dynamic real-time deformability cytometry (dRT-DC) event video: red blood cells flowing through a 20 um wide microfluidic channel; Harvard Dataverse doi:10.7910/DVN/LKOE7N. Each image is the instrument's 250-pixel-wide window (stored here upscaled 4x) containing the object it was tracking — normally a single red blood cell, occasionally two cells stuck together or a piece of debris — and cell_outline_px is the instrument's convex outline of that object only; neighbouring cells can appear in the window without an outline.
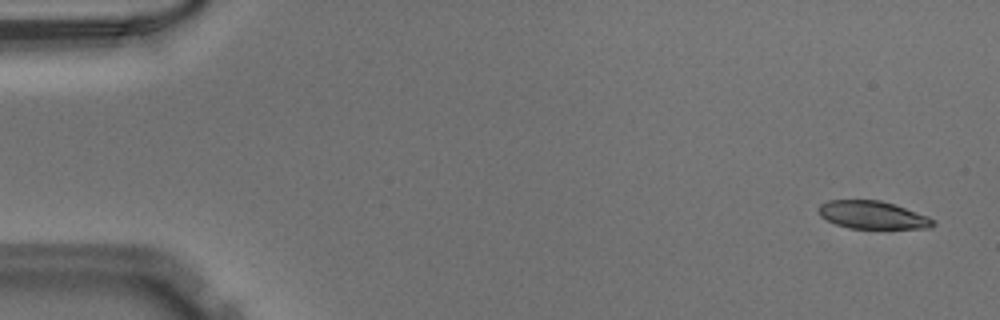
{"species": "Egyptian fruit bat (a non-hibernating species)", "species_latin": "Rousettus aegyptiacus", "temperature_condition": "warm", "stored_images_in_passage": 51, "camera_frame_rate_fps": 3000, "um_per_image_px": 0.085, "animal": {"sex": "male"}, "frame": {"image": 1, "passage_image": 3, "time_ms": 0.667, "image_size_px": [1000, 320], "cell_outline_px": [[936, 224], [928, 228], [848, 228], [836, 224], [820, 216], [816, 208], [820, 204], [828, 200], [880, 200], [928, 216], [936, 220]], "centroid_in_image_um": [74.14, 18.27], "position_along_channel_um": 10.9, "area_um2": 18.5}}
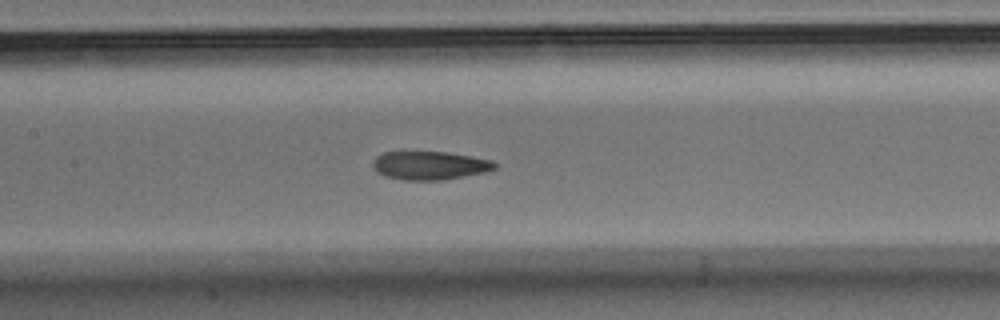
{"frame": {"image": 2, "passage_image": 25, "time_ms": 8.0, "image_size_px": [1000, 320], "cell_outline_px": [[496, 168], [484, 172], [444, 180], [404, 180], [384, 176], [372, 164], [376, 156], [384, 152], [448, 152], [472, 156], [492, 160], [496, 164]], "centroid_in_image_um": [36.55, 14.06], "position_along_channel_um": 170.8, "area_um2": 20.06}}
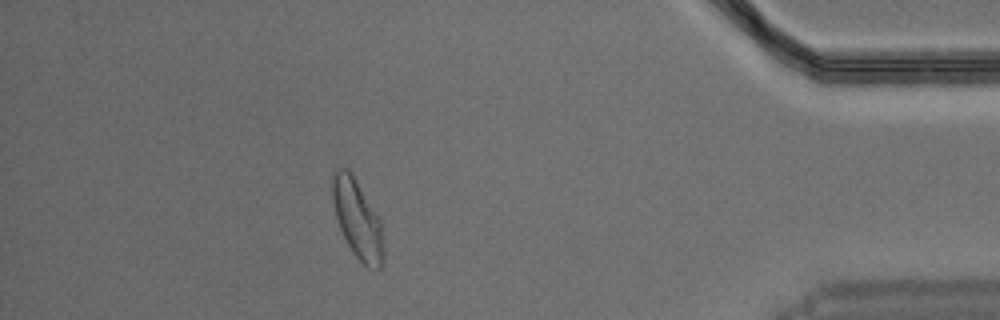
{"frame": {"image": 3, "passage_image": 46, "time_ms": 15.0, "image_size_px": [1000, 320], "cell_outline_px": [[384, 264], [380, 268], [368, 268], [352, 252], [340, 228], [336, 216], [332, 200], [332, 172], [336, 168], [348, 168], [352, 172], [380, 216], [384, 248]], "centroid_in_image_um": [30.41, 18.59], "position_along_channel_um": 404.8, "area_um2": 23.87}}